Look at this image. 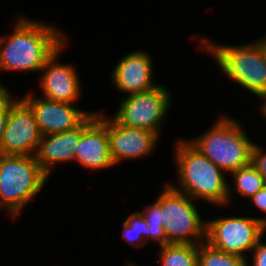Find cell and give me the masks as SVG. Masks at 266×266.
<instances>
[{"label": "cell", "instance_id": "44dd1931", "mask_svg": "<svg viewBox=\"0 0 266 266\" xmlns=\"http://www.w3.org/2000/svg\"><path fill=\"white\" fill-rule=\"evenodd\" d=\"M16 101L17 100L12 97V94H10V91L7 90L0 93V144L10 108Z\"/></svg>", "mask_w": 266, "mask_h": 266}, {"label": "cell", "instance_id": "8992f818", "mask_svg": "<svg viewBox=\"0 0 266 266\" xmlns=\"http://www.w3.org/2000/svg\"><path fill=\"white\" fill-rule=\"evenodd\" d=\"M162 189L161 221L166 234V244L199 245L205 242L207 220L203 221L195 200L175 190L169 183Z\"/></svg>", "mask_w": 266, "mask_h": 266}, {"label": "cell", "instance_id": "30bf717a", "mask_svg": "<svg viewBox=\"0 0 266 266\" xmlns=\"http://www.w3.org/2000/svg\"><path fill=\"white\" fill-rule=\"evenodd\" d=\"M21 100L30 108L41 135L70 131L80 126L94 111H85L63 102L35 98L32 92Z\"/></svg>", "mask_w": 266, "mask_h": 266}, {"label": "cell", "instance_id": "4316f807", "mask_svg": "<svg viewBox=\"0 0 266 266\" xmlns=\"http://www.w3.org/2000/svg\"><path fill=\"white\" fill-rule=\"evenodd\" d=\"M259 109L261 110L260 113L266 118V111L261 106H259Z\"/></svg>", "mask_w": 266, "mask_h": 266}, {"label": "cell", "instance_id": "6da1fadb", "mask_svg": "<svg viewBox=\"0 0 266 266\" xmlns=\"http://www.w3.org/2000/svg\"><path fill=\"white\" fill-rule=\"evenodd\" d=\"M11 36L0 37V72H40L47 59L65 41V36L46 22L17 17Z\"/></svg>", "mask_w": 266, "mask_h": 266}, {"label": "cell", "instance_id": "ffe728a7", "mask_svg": "<svg viewBox=\"0 0 266 266\" xmlns=\"http://www.w3.org/2000/svg\"><path fill=\"white\" fill-rule=\"evenodd\" d=\"M141 213L147 220L148 229L151 232L150 239L158 242L160 246L166 244V234L161 221V193L158 199L152 204H147Z\"/></svg>", "mask_w": 266, "mask_h": 266}, {"label": "cell", "instance_id": "277c9868", "mask_svg": "<svg viewBox=\"0 0 266 266\" xmlns=\"http://www.w3.org/2000/svg\"><path fill=\"white\" fill-rule=\"evenodd\" d=\"M237 119L222 116L200 136L189 142L225 173L251 163L254 142Z\"/></svg>", "mask_w": 266, "mask_h": 266}, {"label": "cell", "instance_id": "4fadbf2b", "mask_svg": "<svg viewBox=\"0 0 266 266\" xmlns=\"http://www.w3.org/2000/svg\"><path fill=\"white\" fill-rule=\"evenodd\" d=\"M108 137L114 165L123 160H137L145 155H150L159 140L156 133L122 126L110 117L108 118Z\"/></svg>", "mask_w": 266, "mask_h": 266}, {"label": "cell", "instance_id": "9a60e30c", "mask_svg": "<svg viewBox=\"0 0 266 266\" xmlns=\"http://www.w3.org/2000/svg\"><path fill=\"white\" fill-rule=\"evenodd\" d=\"M97 116V112H93L80 126L77 128L64 131L61 133L43 135L37 152L36 159L49 177L52 167L60 162L75 161V151L80 140L84 128Z\"/></svg>", "mask_w": 266, "mask_h": 266}, {"label": "cell", "instance_id": "9c48e42d", "mask_svg": "<svg viewBox=\"0 0 266 266\" xmlns=\"http://www.w3.org/2000/svg\"><path fill=\"white\" fill-rule=\"evenodd\" d=\"M41 137L32 111L21 99H17L6 120L0 154L35 155Z\"/></svg>", "mask_w": 266, "mask_h": 266}, {"label": "cell", "instance_id": "5bb4252c", "mask_svg": "<svg viewBox=\"0 0 266 266\" xmlns=\"http://www.w3.org/2000/svg\"><path fill=\"white\" fill-rule=\"evenodd\" d=\"M145 50L133 51L115 65L111 80L118 90L127 95L141 93L157 87L153 82V63Z\"/></svg>", "mask_w": 266, "mask_h": 266}, {"label": "cell", "instance_id": "603a6c76", "mask_svg": "<svg viewBox=\"0 0 266 266\" xmlns=\"http://www.w3.org/2000/svg\"><path fill=\"white\" fill-rule=\"evenodd\" d=\"M250 200L256 208L266 215V185L253 195ZM257 219L266 226V216L262 218L258 217Z\"/></svg>", "mask_w": 266, "mask_h": 266}, {"label": "cell", "instance_id": "8fae6325", "mask_svg": "<svg viewBox=\"0 0 266 266\" xmlns=\"http://www.w3.org/2000/svg\"><path fill=\"white\" fill-rule=\"evenodd\" d=\"M64 42L47 59L44 67L41 69L39 85L42 89L43 97L49 100L74 104L81 95L80 77L72 64L58 63L59 54L65 48Z\"/></svg>", "mask_w": 266, "mask_h": 266}, {"label": "cell", "instance_id": "484cf974", "mask_svg": "<svg viewBox=\"0 0 266 266\" xmlns=\"http://www.w3.org/2000/svg\"><path fill=\"white\" fill-rule=\"evenodd\" d=\"M3 84L0 82V93L7 91L8 89L5 88V86H2Z\"/></svg>", "mask_w": 266, "mask_h": 266}, {"label": "cell", "instance_id": "e0dca14e", "mask_svg": "<svg viewBox=\"0 0 266 266\" xmlns=\"http://www.w3.org/2000/svg\"><path fill=\"white\" fill-rule=\"evenodd\" d=\"M230 174L234 179V188L228 186V204L230 203L229 201H231L232 190H235L240 195L250 199L266 185L263 176L251 163L231 172Z\"/></svg>", "mask_w": 266, "mask_h": 266}, {"label": "cell", "instance_id": "7402d4cb", "mask_svg": "<svg viewBox=\"0 0 266 266\" xmlns=\"http://www.w3.org/2000/svg\"><path fill=\"white\" fill-rule=\"evenodd\" d=\"M266 150L254 143L251 151V164L263 176L266 183Z\"/></svg>", "mask_w": 266, "mask_h": 266}, {"label": "cell", "instance_id": "d6986e66", "mask_svg": "<svg viewBox=\"0 0 266 266\" xmlns=\"http://www.w3.org/2000/svg\"><path fill=\"white\" fill-rule=\"evenodd\" d=\"M122 225V237L133 247H144L150 241L151 232L148 229L147 220L141 212L132 213L122 222Z\"/></svg>", "mask_w": 266, "mask_h": 266}, {"label": "cell", "instance_id": "cb8c5ba5", "mask_svg": "<svg viewBox=\"0 0 266 266\" xmlns=\"http://www.w3.org/2000/svg\"><path fill=\"white\" fill-rule=\"evenodd\" d=\"M252 266H266V243L260 239L252 250ZM250 266V265H247Z\"/></svg>", "mask_w": 266, "mask_h": 266}, {"label": "cell", "instance_id": "5b68a950", "mask_svg": "<svg viewBox=\"0 0 266 266\" xmlns=\"http://www.w3.org/2000/svg\"><path fill=\"white\" fill-rule=\"evenodd\" d=\"M48 178L35 155L0 154V208L16 218Z\"/></svg>", "mask_w": 266, "mask_h": 266}, {"label": "cell", "instance_id": "7a4b0ae2", "mask_svg": "<svg viewBox=\"0 0 266 266\" xmlns=\"http://www.w3.org/2000/svg\"><path fill=\"white\" fill-rule=\"evenodd\" d=\"M181 139V140H180ZM178 138L175 145V161L178 171V186L169 184L193 200H202L210 205L228 204L226 173L203 155L189 140Z\"/></svg>", "mask_w": 266, "mask_h": 266}, {"label": "cell", "instance_id": "52a82bcc", "mask_svg": "<svg viewBox=\"0 0 266 266\" xmlns=\"http://www.w3.org/2000/svg\"><path fill=\"white\" fill-rule=\"evenodd\" d=\"M171 93L164 85L126 95L113 119L122 126L144 129L160 137L164 118L171 106Z\"/></svg>", "mask_w": 266, "mask_h": 266}, {"label": "cell", "instance_id": "7c38bea8", "mask_svg": "<svg viewBox=\"0 0 266 266\" xmlns=\"http://www.w3.org/2000/svg\"><path fill=\"white\" fill-rule=\"evenodd\" d=\"M75 162L89 170L114 167L110 154L108 117L98 113L84 128L75 151Z\"/></svg>", "mask_w": 266, "mask_h": 266}, {"label": "cell", "instance_id": "ba28073f", "mask_svg": "<svg viewBox=\"0 0 266 266\" xmlns=\"http://www.w3.org/2000/svg\"><path fill=\"white\" fill-rule=\"evenodd\" d=\"M264 232L266 226L257 217L217 216L207 221L206 242L218 250L248 259L246 253H252Z\"/></svg>", "mask_w": 266, "mask_h": 266}, {"label": "cell", "instance_id": "d4e9b609", "mask_svg": "<svg viewBox=\"0 0 266 266\" xmlns=\"http://www.w3.org/2000/svg\"><path fill=\"white\" fill-rule=\"evenodd\" d=\"M257 45L261 48L264 57L266 58V36L259 38L255 41Z\"/></svg>", "mask_w": 266, "mask_h": 266}, {"label": "cell", "instance_id": "3957f363", "mask_svg": "<svg viewBox=\"0 0 266 266\" xmlns=\"http://www.w3.org/2000/svg\"><path fill=\"white\" fill-rule=\"evenodd\" d=\"M200 44L215 58L222 73L266 102V58L254 41L247 44L223 45L200 37Z\"/></svg>", "mask_w": 266, "mask_h": 266}, {"label": "cell", "instance_id": "2e32d148", "mask_svg": "<svg viewBox=\"0 0 266 266\" xmlns=\"http://www.w3.org/2000/svg\"><path fill=\"white\" fill-rule=\"evenodd\" d=\"M198 244L168 243L160 246L161 266H198Z\"/></svg>", "mask_w": 266, "mask_h": 266}, {"label": "cell", "instance_id": "ac0fdd59", "mask_svg": "<svg viewBox=\"0 0 266 266\" xmlns=\"http://www.w3.org/2000/svg\"><path fill=\"white\" fill-rule=\"evenodd\" d=\"M248 259L226 253L202 242L198 249V266H247Z\"/></svg>", "mask_w": 266, "mask_h": 266}]
</instances>
